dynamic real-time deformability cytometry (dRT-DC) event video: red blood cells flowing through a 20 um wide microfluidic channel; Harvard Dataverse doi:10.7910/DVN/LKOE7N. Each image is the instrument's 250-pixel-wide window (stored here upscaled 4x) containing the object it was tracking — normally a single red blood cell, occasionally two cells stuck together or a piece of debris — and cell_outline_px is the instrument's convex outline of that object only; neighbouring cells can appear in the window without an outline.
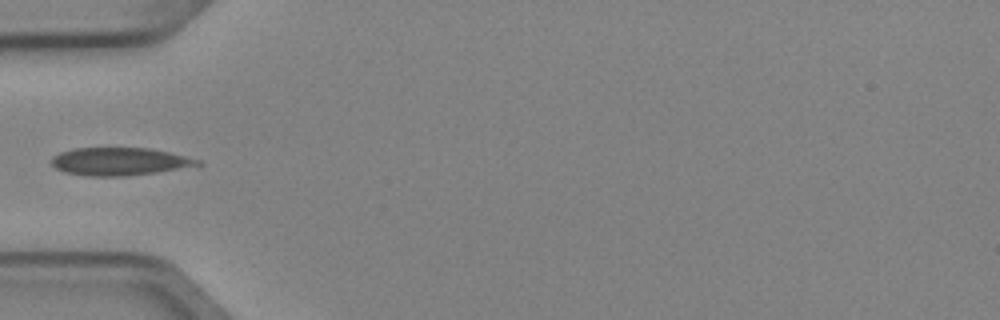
{"species": "Egyptian fruit bat (a non-hibernating species)", "species_latin": "Rousettus aegyptiacus", "temperature_condition": "cold", "stored_images_in_passage": 4, "camera_frame_rate_fps": 3000, "um_per_image_px": 0.085, "animal": {"sex": "female"}, "frame": {"image": 1, "passage_image": 4, "time_ms": 1.0, "image_size_px": [1000, 320], "cell_outline_px": [[204, 164], [200, 168], [124, 176], [88, 176], [64, 172], [56, 168], [52, 164], [52, 156], [60, 152], [72, 148], [148, 148], [168, 152], [200, 160]], "centroid_in_image_um": [10.28, 13.74], "position_along_channel_um": 74.7, "area_um2": 24.22}}